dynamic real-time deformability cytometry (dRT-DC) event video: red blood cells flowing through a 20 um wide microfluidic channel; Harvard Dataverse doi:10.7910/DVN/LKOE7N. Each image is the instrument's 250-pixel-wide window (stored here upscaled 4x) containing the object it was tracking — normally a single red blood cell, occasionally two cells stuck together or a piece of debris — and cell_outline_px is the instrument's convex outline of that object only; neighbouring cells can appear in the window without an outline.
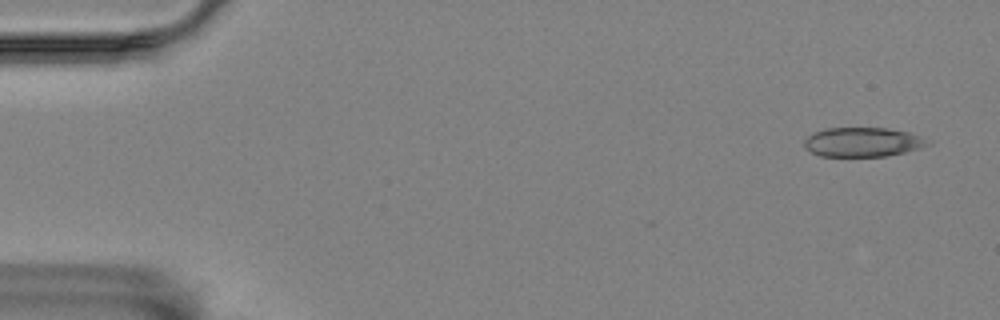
{"species": "Egyptian fruit bat (a non-hibernating species)", "species_latin": "Rousettus aegyptiacus", "temperature_condition": "room temperature", "stored_images_in_passage": 54, "camera_frame_rate_fps": 3000, "um_per_image_px": 0.085, "animal": {"sex": "female"}, "frame": {"image": 1, "passage_image": 1, "time_ms": 0.0, "image_size_px": [1000, 320], "cell_outline_px": [[932, 144], [920, 148], [888, 156], [820, 156], [804, 148], [804, 140], [812, 132], [824, 128], [888, 128], [908, 132], [920, 136]], "centroid_in_image_um": [73.3, 12.07], "position_along_channel_um": 11.7, "area_um2": 21.15}}
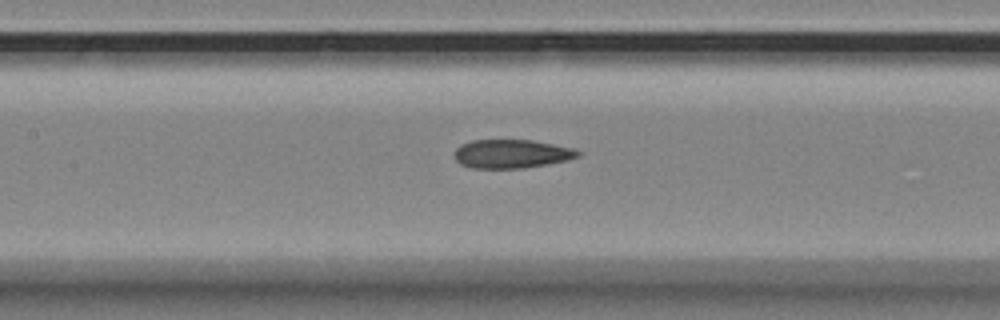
{"frame": {"image": 2, "passage_image": 24, "time_ms": 7.667, "image_size_px": [1000, 320], "cell_outline_px": [[580, 156], [568, 160], [548, 164], [524, 168], [468, 168], [460, 164], [456, 160], [456, 148], [460, 144], [472, 140], [532, 140], [572, 148], [580, 152]], "centroid_in_image_um": [43.47, 13.08], "position_along_channel_um": 163.9, "area_um2": 20.63}}
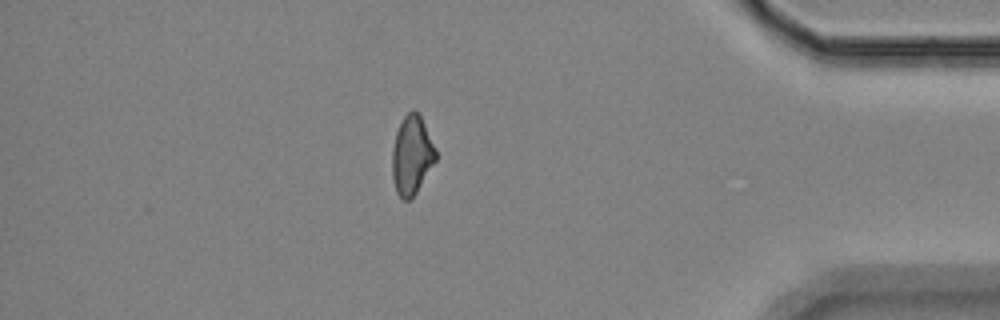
{"frame": {"image": 3, "passage_image": 47, "time_ms": 15.333, "image_size_px": [1000, 320], "cell_outline_px": [[436, 160], [416, 192], [408, 200], [404, 200], [396, 192], [392, 176], [392, 148], [396, 132], [404, 116], [412, 108], [420, 116], [436, 148]], "centroid_in_image_um": [34.99, 13.19], "position_along_channel_um": 400.2, "area_um2": 19.77}, "authors_computed_cell_mechanics": {"area_um2": 21.1548, "velocity_mm_per_s": 3.5393, "shape_relaxation_time_tau1_ms": null, "shape_relaxation_time_tau2_ms": 2.9052, "deformation_change_tau1": null, "deformation_change_tau2": 0.0983}}